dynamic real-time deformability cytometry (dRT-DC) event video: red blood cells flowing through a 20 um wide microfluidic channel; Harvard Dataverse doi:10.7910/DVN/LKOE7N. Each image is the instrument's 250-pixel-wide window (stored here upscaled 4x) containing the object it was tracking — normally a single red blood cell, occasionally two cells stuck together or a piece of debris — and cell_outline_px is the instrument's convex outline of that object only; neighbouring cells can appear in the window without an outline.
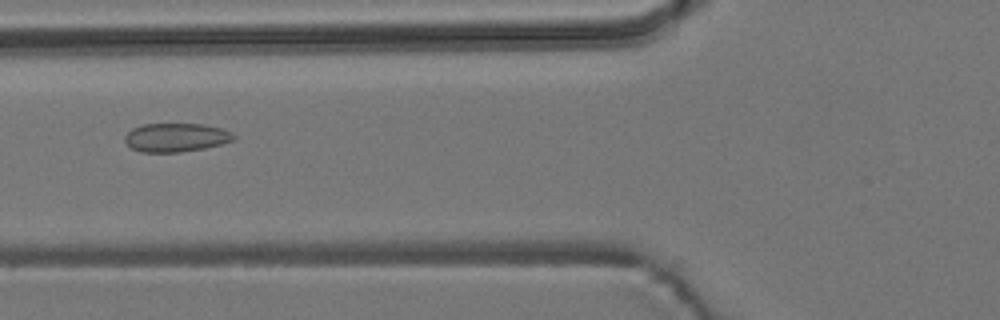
{"species": "common noctule bat (a hibernating species)", "species_latin": "Nyctalus noctula", "temperature_condition": "room temperature", "stored_images_in_passage": 12, "camera_frame_rate_fps": 3000, "um_per_image_px": 0.085, "animal": {"sex": "male", "body_mass_g": 19.2, "forearm_length_mm": 51.8}, "frame": {"image": 1, "passage_image": 3, "time_ms": 3.333, "image_size_px": [1000, 320], "cell_outline_px": [[236, 140], [224, 144], [204, 148], [180, 152], [140, 152], [132, 148], [124, 140], [124, 136], [132, 128], [144, 124], [204, 124], [224, 128], [232, 132], [236, 136]], "centroid_in_image_um": [15.02, 11.68], "position_along_channel_um": 110.8, "area_um2": 18.44}}
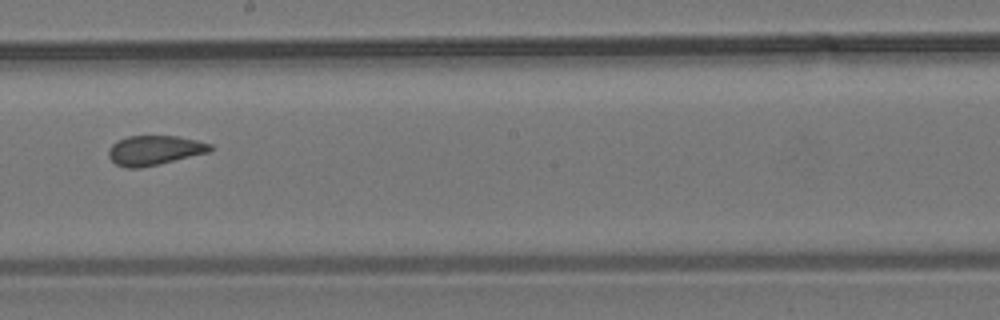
{"frame": {"image": 2, "passage_image": 6, "time_ms": 6.667, "image_size_px": [1000, 320], "cell_outline_px": [[212, 148], [208, 152], [160, 164], [140, 168], [124, 168], [116, 164], [108, 156], [108, 148], [116, 140], [128, 136], [176, 136], [196, 140], [212, 144]], "centroid_in_image_um": [13.08, 12.78], "position_along_channel_um": 235.1, "area_um2": 17.57}}
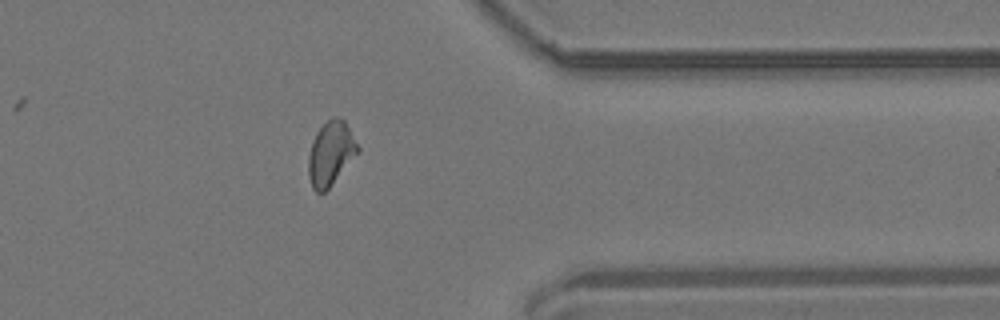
{"frame": {"image": 3, "passage_image": 10, "time_ms": 11.0, "image_size_px": [1000, 320], "cell_outline_px": [[360, 152], [328, 188], [324, 192], [316, 192], [312, 188], [308, 176], [308, 156], [312, 140], [316, 132], [332, 116], [336, 116], [344, 120], [360, 148]], "centroid_in_image_um": [28.11, 13.04], "position_along_channel_um": 383.3, "area_um2": 18.44}, "authors_computed_cell_mechanics": {"area_um2": 18.0336, "velocity_mm_per_s": 3.7313, "shape_relaxation_time_tau1_ms": null, "shape_relaxation_time_tau2_ms": 1.1477, "deformation_change_tau1": null, "deformation_change_tau2": 0.04}}